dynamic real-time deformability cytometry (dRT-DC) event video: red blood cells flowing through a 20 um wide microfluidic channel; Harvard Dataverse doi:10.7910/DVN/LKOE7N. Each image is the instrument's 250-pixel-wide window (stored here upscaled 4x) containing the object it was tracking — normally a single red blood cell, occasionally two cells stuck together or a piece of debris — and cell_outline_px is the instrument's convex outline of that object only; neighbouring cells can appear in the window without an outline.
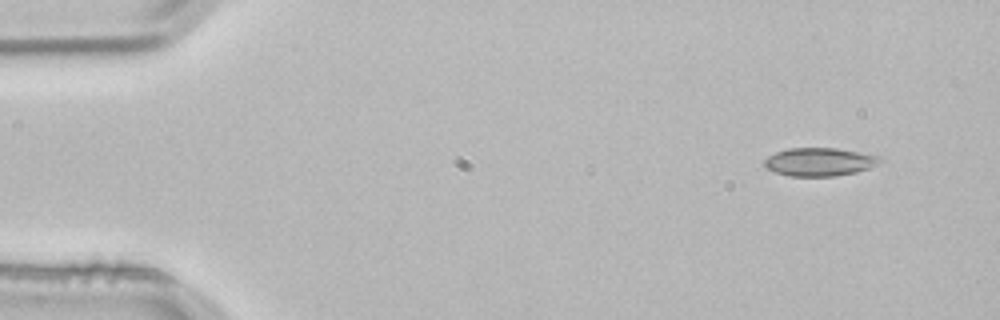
{"species": "common noctule bat (a hibernating species)", "species_latin": "Nyctalus noctula", "temperature_condition": "room temperature", "stored_images_in_passage": 5, "segment_of_instrument_passage": [2, 2], "camera_frame_rate_fps": 3000, "um_per_image_px": 0.085, "animal": {"sex": "male", "body_mass_g": 21.5, "forearm_length_mm": 52.0}, "frame": {"image": 1, "passage_image": 5, "time_ms": 1.333, "image_size_px": [1000, 320], "cell_outline_px": [[884, 160], [880, 164], [856, 172], [836, 176], [788, 176], [776, 172], [768, 168], [764, 164], [764, 160], [768, 156], [776, 152], [788, 148], [836, 148], [880, 156]], "centroid_in_image_um": [69.69, 13.76], "position_along_channel_um": 15.3, "area_um2": 19.02}}